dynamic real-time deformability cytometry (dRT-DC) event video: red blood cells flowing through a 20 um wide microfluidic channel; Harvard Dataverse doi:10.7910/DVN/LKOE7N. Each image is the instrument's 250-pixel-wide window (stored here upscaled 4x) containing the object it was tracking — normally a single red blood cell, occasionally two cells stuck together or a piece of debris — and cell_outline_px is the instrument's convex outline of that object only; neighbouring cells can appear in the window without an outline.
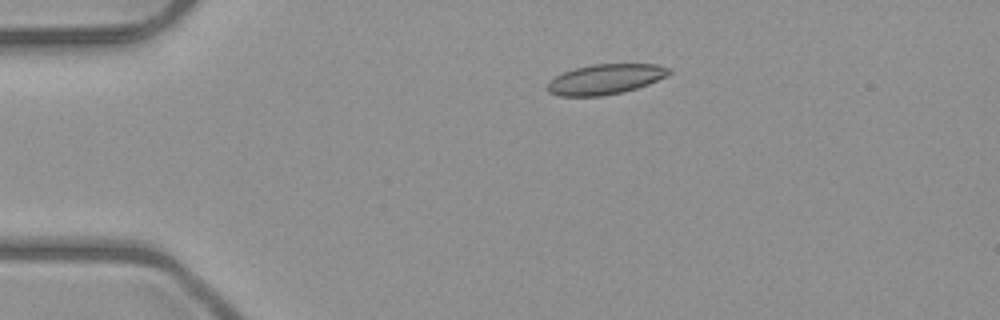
{"species": "common noctule bat (a hibernating species)", "species_latin": "Nyctalus noctula", "temperature_condition": "room temperature", "stored_images_in_passage": 7, "camera_frame_rate_fps": 3000, "um_per_image_px": 0.085, "animal": {"sex": "male", "body_mass_g": 23.1, "forearm_length_mm": 52.7}, "frame": {"image": 1, "passage_image": 3, "time_ms": 2.333, "image_size_px": [1000, 320], "cell_outline_px": [[672, 72], [668, 76], [648, 84], [636, 88], [620, 92], [600, 96], [560, 96], [548, 92], [548, 84], [556, 76], [564, 72], [576, 68], [592, 64], [656, 64], [672, 68]], "centroid_in_image_um": [51.51, 6.72], "position_along_channel_um": 33.5, "area_um2": 21.21}}
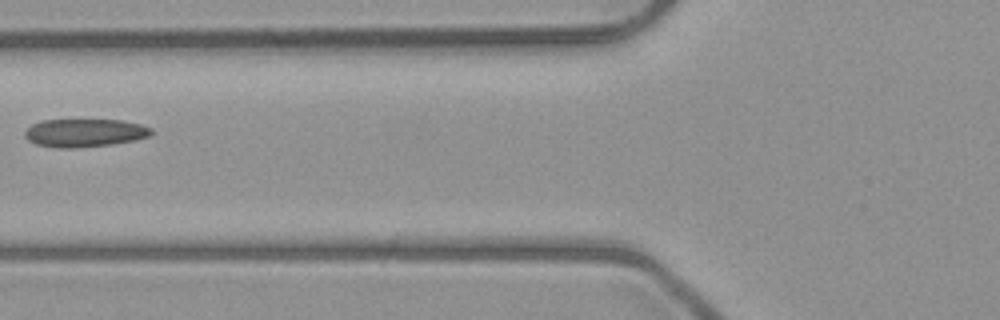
{"frame": {"image": 2, "passage_image": 6, "time_ms": 5.667, "image_size_px": [1000, 320], "cell_outline_px": [[152, 132], [148, 136], [132, 140], [112, 144], [72, 148], [56, 148], [36, 144], [28, 140], [24, 136], [24, 132], [32, 124], [40, 120], [120, 120], [140, 124], [152, 128]], "centroid_in_image_um": [7.14, 11.29], "position_along_channel_um": 118.7, "area_um2": 20.58}}
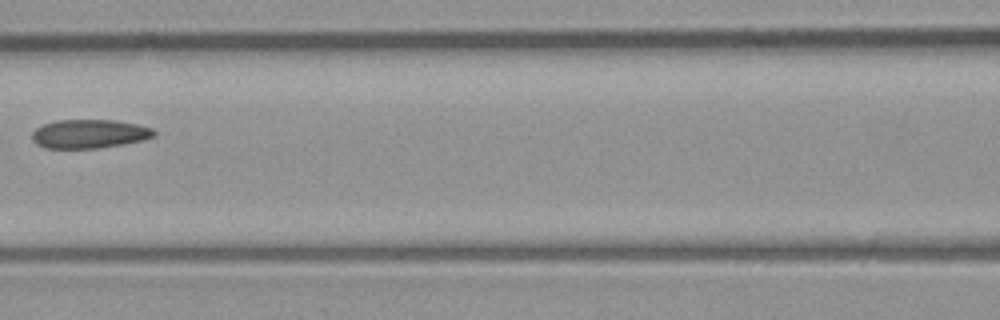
{"frame": {"image": 3, "passage_image": 7, "time_ms": 6.667, "image_size_px": [1000, 320], "cell_outline_px": [[156, 136], [144, 140], [124, 144], [96, 148], [44, 148], [36, 144], [32, 140], [32, 132], [36, 128], [44, 124], [56, 120], [116, 120], [136, 124], [152, 128], [156, 132]], "centroid_in_image_um": [7.6, 11.38], "position_along_channel_um": 159.0, "area_um2": 20.58}}